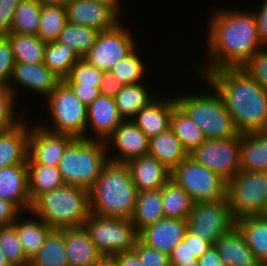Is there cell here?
<instances>
[{
	"mask_svg": "<svg viewBox=\"0 0 267 266\" xmlns=\"http://www.w3.org/2000/svg\"><path fill=\"white\" fill-rule=\"evenodd\" d=\"M207 25V59L194 65L200 78L217 69L242 68L263 49L253 11L218 8Z\"/></svg>",
	"mask_w": 267,
	"mask_h": 266,
	"instance_id": "1",
	"label": "cell"
},
{
	"mask_svg": "<svg viewBox=\"0 0 267 266\" xmlns=\"http://www.w3.org/2000/svg\"><path fill=\"white\" fill-rule=\"evenodd\" d=\"M202 81L220 95L239 134L267 131V90L244 68L210 71Z\"/></svg>",
	"mask_w": 267,
	"mask_h": 266,
	"instance_id": "2",
	"label": "cell"
},
{
	"mask_svg": "<svg viewBox=\"0 0 267 266\" xmlns=\"http://www.w3.org/2000/svg\"><path fill=\"white\" fill-rule=\"evenodd\" d=\"M137 189L124 163L108 161L96 182L88 190L90 213L101 217H132Z\"/></svg>",
	"mask_w": 267,
	"mask_h": 266,
	"instance_id": "3",
	"label": "cell"
},
{
	"mask_svg": "<svg viewBox=\"0 0 267 266\" xmlns=\"http://www.w3.org/2000/svg\"><path fill=\"white\" fill-rule=\"evenodd\" d=\"M53 230L81 228L90 215L88 190L64 184L39 195L29 212Z\"/></svg>",
	"mask_w": 267,
	"mask_h": 266,
	"instance_id": "4",
	"label": "cell"
},
{
	"mask_svg": "<svg viewBox=\"0 0 267 266\" xmlns=\"http://www.w3.org/2000/svg\"><path fill=\"white\" fill-rule=\"evenodd\" d=\"M108 161L104 141L75 138L67 146L58 168L64 184L89 190Z\"/></svg>",
	"mask_w": 267,
	"mask_h": 266,
	"instance_id": "5",
	"label": "cell"
},
{
	"mask_svg": "<svg viewBox=\"0 0 267 266\" xmlns=\"http://www.w3.org/2000/svg\"><path fill=\"white\" fill-rule=\"evenodd\" d=\"M211 89L212 92L207 94L175 95L176 103L203 131L206 140H225L238 136L222 98L213 87Z\"/></svg>",
	"mask_w": 267,
	"mask_h": 266,
	"instance_id": "6",
	"label": "cell"
},
{
	"mask_svg": "<svg viewBox=\"0 0 267 266\" xmlns=\"http://www.w3.org/2000/svg\"><path fill=\"white\" fill-rule=\"evenodd\" d=\"M44 99L52 126L40 125L42 128L86 139L87 107L63 81Z\"/></svg>",
	"mask_w": 267,
	"mask_h": 266,
	"instance_id": "7",
	"label": "cell"
},
{
	"mask_svg": "<svg viewBox=\"0 0 267 266\" xmlns=\"http://www.w3.org/2000/svg\"><path fill=\"white\" fill-rule=\"evenodd\" d=\"M226 198L235 220L262 215L267 207V171H240L227 181Z\"/></svg>",
	"mask_w": 267,
	"mask_h": 266,
	"instance_id": "8",
	"label": "cell"
},
{
	"mask_svg": "<svg viewBox=\"0 0 267 266\" xmlns=\"http://www.w3.org/2000/svg\"><path fill=\"white\" fill-rule=\"evenodd\" d=\"M83 227L103 257L133 250L138 232L129 219L101 217L90 213Z\"/></svg>",
	"mask_w": 267,
	"mask_h": 266,
	"instance_id": "9",
	"label": "cell"
},
{
	"mask_svg": "<svg viewBox=\"0 0 267 266\" xmlns=\"http://www.w3.org/2000/svg\"><path fill=\"white\" fill-rule=\"evenodd\" d=\"M171 179L194 203L226 199L227 181L189 156L171 171Z\"/></svg>",
	"mask_w": 267,
	"mask_h": 266,
	"instance_id": "10",
	"label": "cell"
},
{
	"mask_svg": "<svg viewBox=\"0 0 267 266\" xmlns=\"http://www.w3.org/2000/svg\"><path fill=\"white\" fill-rule=\"evenodd\" d=\"M186 221L190 233L200 236L212 245L236 226L227 198L194 203Z\"/></svg>",
	"mask_w": 267,
	"mask_h": 266,
	"instance_id": "11",
	"label": "cell"
},
{
	"mask_svg": "<svg viewBox=\"0 0 267 266\" xmlns=\"http://www.w3.org/2000/svg\"><path fill=\"white\" fill-rule=\"evenodd\" d=\"M122 23L99 32L95 43L83 59L90 65L108 72L117 61L127 56L137 46V41L135 36H132V31L124 27L125 25L122 26Z\"/></svg>",
	"mask_w": 267,
	"mask_h": 266,
	"instance_id": "12",
	"label": "cell"
},
{
	"mask_svg": "<svg viewBox=\"0 0 267 266\" xmlns=\"http://www.w3.org/2000/svg\"><path fill=\"white\" fill-rule=\"evenodd\" d=\"M189 157L228 181L240 172V134L225 140H206Z\"/></svg>",
	"mask_w": 267,
	"mask_h": 266,
	"instance_id": "13",
	"label": "cell"
},
{
	"mask_svg": "<svg viewBox=\"0 0 267 266\" xmlns=\"http://www.w3.org/2000/svg\"><path fill=\"white\" fill-rule=\"evenodd\" d=\"M38 124L30 125L27 164L58 166L67 146L75 137L50 132Z\"/></svg>",
	"mask_w": 267,
	"mask_h": 266,
	"instance_id": "14",
	"label": "cell"
},
{
	"mask_svg": "<svg viewBox=\"0 0 267 266\" xmlns=\"http://www.w3.org/2000/svg\"><path fill=\"white\" fill-rule=\"evenodd\" d=\"M105 143L108 159L114 163L126 164L132 159L148 155L149 138L132 120H124ZM111 148L117 150H114L116 155L115 152L110 153Z\"/></svg>",
	"mask_w": 267,
	"mask_h": 266,
	"instance_id": "15",
	"label": "cell"
},
{
	"mask_svg": "<svg viewBox=\"0 0 267 266\" xmlns=\"http://www.w3.org/2000/svg\"><path fill=\"white\" fill-rule=\"evenodd\" d=\"M67 20L70 23L88 26L98 32L114 28L122 16L111 6L93 0H67Z\"/></svg>",
	"mask_w": 267,
	"mask_h": 266,
	"instance_id": "16",
	"label": "cell"
},
{
	"mask_svg": "<svg viewBox=\"0 0 267 266\" xmlns=\"http://www.w3.org/2000/svg\"><path fill=\"white\" fill-rule=\"evenodd\" d=\"M61 80L44 64H25L15 62L12 76L7 86L16 97L18 86L38 93L45 98L56 88ZM17 87V88H16Z\"/></svg>",
	"mask_w": 267,
	"mask_h": 266,
	"instance_id": "17",
	"label": "cell"
},
{
	"mask_svg": "<svg viewBox=\"0 0 267 266\" xmlns=\"http://www.w3.org/2000/svg\"><path fill=\"white\" fill-rule=\"evenodd\" d=\"M123 121L114 98L100 94L87 107L86 139L105 142Z\"/></svg>",
	"mask_w": 267,
	"mask_h": 266,
	"instance_id": "18",
	"label": "cell"
},
{
	"mask_svg": "<svg viewBox=\"0 0 267 266\" xmlns=\"http://www.w3.org/2000/svg\"><path fill=\"white\" fill-rule=\"evenodd\" d=\"M187 231V221L177 218H162L138 233V239L146 246L170 254Z\"/></svg>",
	"mask_w": 267,
	"mask_h": 266,
	"instance_id": "19",
	"label": "cell"
},
{
	"mask_svg": "<svg viewBox=\"0 0 267 266\" xmlns=\"http://www.w3.org/2000/svg\"><path fill=\"white\" fill-rule=\"evenodd\" d=\"M0 198L12 202L23 213L30 212L27 164L0 169Z\"/></svg>",
	"mask_w": 267,
	"mask_h": 266,
	"instance_id": "20",
	"label": "cell"
},
{
	"mask_svg": "<svg viewBox=\"0 0 267 266\" xmlns=\"http://www.w3.org/2000/svg\"><path fill=\"white\" fill-rule=\"evenodd\" d=\"M138 192L158 190L171 179V170L155 157H137L126 163Z\"/></svg>",
	"mask_w": 267,
	"mask_h": 266,
	"instance_id": "21",
	"label": "cell"
},
{
	"mask_svg": "<svg viewBox=\"0 0 267 266\" xmlns=\"http://www.w3.org/2000/svg\"><path fill=\"white\" fill-rule=\"evenodd\" d=\"M177 105L175 96L156 98L141 109L131 120L151 139L170 128L173 108Z\"/></svg>",
	"mask_w": 267,
	"mask_h": 266,
	"instance_id": "22",
	"label": "cell"
},
{
	"mask_svg": "<svg viewBox=\"0 0 267 266\" xmlns=\"http://www.w3.org/2000/svg\"><path fill=\"white\" fill-rule=\"evenodd\" d=\"M23 119L14 127L0 131V169L27 164L29 123Z\"/></svg>",
	"mask_w": 267,
	"mask_h": 266,
	"instance_id": "23",
	"label": "cell"
},
{
	"mask_svg": "<svg viewBox=\"0 0 267 266\" xmlns=\"http://www.w3.org/2000/svg\"><path fill=\"white\" fill-rule=\"evenodd\" d=\"M64 247L68 266H95L103 258L84 227L64 229Z\"/></svg>",
	"mask_w": 267,
	"mask_h": 266,
	"instance_id": "24",
	"label": "cell"
},
{
	"mask_svg": "<svg viewBox=\"0 0 267 266\" xmlns=\"http://www.w3.org/2000/svg\"><path fill=\"white\" fill-rule=\"evenodd\" d=\"M214 246L224 266H261L237 226L222 235Z\"/></svg>",
	"mask_w": 267,
	"mask_h": 266,
	"instance_id": "25",
	"label": "cell"
},
{
	"mask_svg": "<svg viewBox=\"0 0 267 266\" xmlns=\"http://www.w3.org/2000/svg\"><path fill=\"white\" fill-rule=\"evenodd\" d=\"M240 171H267V131L240 134Z\"/></svg>",
	"mask_w": 267,
	"mask_h": 266,
	"instance_id": "26",
	"label": "cell"
},
{
	"mask_svg": "<svg viewBox=\"0 0 267 266\" xmlns=\"http://www.w3.org/2000/svg\"><path fill=\"white\" fill-rule=\"evenodd\" d=\"M148 154L155 157L171 171L189 156L170 128L149 139Z\"/></svg>",
	"mask_w": 267,
	"mask_h": 266,
	"instance_id": "27",
	"label": "cell"
},
{
	"mask_svg": "<svg viewBox=\"0 0 267 266\" xmlns=\"http://www.w3.org/2000/svg\"><path fill=\"white\" fill-rule=\"evenodd\" d=\"M21 216L25 218V215H20L13 225L16 228L23 252L30 260L44 245L46 237L53 229L34 215H32L33 219L31 217L23 219Z\"/></svg>",
	"mask_w": 267,
	"mask_h": 266,
	"instance_id": "28",
	"label": "cell"
},
{
	"mask_svg": "<svg viewBox=\"0 0 267 266\" xmlns=\"http://www.w3.org/2000/svg\"><path fill=\"white\" fill-rule=\"evenodd\" d=\"M247 245L261 265L267 264V218L262 215L244 216L236 220Z\"/></svg>",
	"mask_w": 267,
	"mask_h": 266,
	"instance_id": "29",
	"label": "cell"
},
{
	"mask_svg": "<svg viewBox=\"0 0 267 266\" xmlns=\"http://www.w3.org/2000/svg\"><path fill=\"white\" fill-rule=\"evenodd\" d=\"M164 217L161 189L137 192L136 204L130 221L138 233Z\"/></svg>",
	"mask_w": 267,
	"mask_h": 266,
	"instance_id": "30",
	"label": "cell"
},
{
	"mask_svg": "<svg viewBox=\"0 0 267 266\" xmlns=\"http://www.w3.org/2000/svg\"><path fill=\"white\" fill-rule=\"evenodd\" d=\"M148 88L144 82L123 85L114 97L118 112L123 120H131L141 109L157 98L151 95Z\"/></svg>",
	"mask_w": 267,
	"mask_h": 266,
	"instance_id": "31",
	"label": "cell"
},
{
	"mask_svg": "<svg viewBox=\"0 0 267 266\" xmlns=\"http://www.w3.org/2000/svg\"><path fill=\"white\" fill-rule=\"evenodd\" d=\"M160 189L164 216L187 220L194 205L188 192L172 179Z\"/></svg>",
	"mask_w": 267,
	"mask_h": 266,
	"instance_id": "32",
	"label": "cell"
},
{
	"mask_svg": "<svg viewBox=\"0 0 267 266\" xmlns=\"http://www.w3.org/2000/svg\"><path fill=\"white\" fill-rule=\"evenodd\" d=\"M29 196L33 202L39 195L64 185L58 166L27 164Z\"/></svg>",
	"mask_w": 267,
	"mask_h": 266,
	"instance_id": "33",
	"label": "cell"
},
{
	"mask_svg": "<svg viewBox=\"0 0 267 266\" xmlns=\"http://www.w3.org/2000/svg\"><path fill=\"white\" fill-rule=\"evenodd\" d=\"M170 129L178 137L188 154L206 141L203 131L178 105L173 108Z\"/></svg>",
	"mask_w": 267,
	"mask_h": 266,
	"instance_id": "34",
	"label": "cell"
},
{
	"mask_svg": "<svg viewBox=\"0 0 267 266\" xmlns=\"http://www.w3.org/2000/svg\"><path fill=\"white\" fill-rule=\"evenodd\" d=\"M68 45L58 41L47 42L44 49V64L61 80L66 79L71 68L80 60Z\"/></svg>",
	"mask_w": 267,
	"mask_h": 266,
	"instance_id": "35",
	"label": "cell"
},
{
	"mask_svg": "<svg viewBox=\"0 0 267 266\" xmlns=\"http://www.w3.org/2000/svg\"><path fill=\"white\" fill-rule=\"evenodd\" d=\"M28 266H68L64 247V229L52 230L44 245L29 260Z\"/></svg>",
	"mask_w": 267,
	"mask_h": 266,
	"instance_id": "36",
	"label": "cell"
},
{
	"mask_svg": "<svg viewBox=\"0 0 267 266\" xmlns=\"http://www.w3.org/2000/svg\"><path fill=\"white\" fill-rule=\"evenodd\" d=\"M7 37L12 45L15 62L25 64L44 62L46 43L37 35L10 33Z\"/></svg>",
	"mask_w": 267,
	"mask_h": 266,
	"instance_id": "37",
	"label": "cell"
},
{
	"mask_svg": "<svg viewBox=\"0 0 267 266\" xmlns=\"http://www.w3.org/2000/svg\"><path fill=\"white\" fill-rule=\"evenodd\" d=\"M136 46L127 56L123 57L108 71L113 74L123 85H132L142 82L147 73L140 51ZM139 53V54H138Z\"/></svg>",
	"mask_w": 267,
	"mask_h": 266,
	"instance_id": "38",
	"label": "cell"
},
{
	"mask_svg": "<svg viewBox=\"0 0 267 266\" xmlns=\"http://www.w3.org/2000/svg\"><path fill=\"white\" fill-rule=\"evenodd\" d=\"M67 22L65 5L42 6L37 36L45 43L57 41Z\"/></svg>",
	"mask_w": 267,
	"mask_h": 266,
	"instance_id": "39",
	"label": "cell"
},
{
	"mask_svg": "<svg viewBox=\"0 0 267 266\" xmlns=\"http://www.w3.org/2000/svg\"><path fill=\"white\" fill-rule=\"evenodd\" d=\"M98 33L97 30L88 26L67 22L57 41L68 45L80 58H83L95 43Z\"/></svg>",
	"mask_w": 267,
	"mask_h": 266,
	"instance_id": "40",
	"label": "cell"
},
{
	"mask_svg": "<svg viewBox=\"0 0 267 266\" xmlns=\"http://www.w3.org/2000/svg\"><path fill=\"white\" fill-rule=\"evenodd\" d=\"M41 7L37 0H21L15 10L11 33L37 35Z\"/></svg>",
	"mask_w": 267,
	"mask_h": 266,
	"instance_id": "41",
	"label": "cell"
},
{
	"mask_svg": "<svg viewBox=\"0 0 267 266\" xmlns=\"http://www.w3.org/2000/svg\"><path fill=\"white\" fill-rule=\"evenodd\" d=\"M0 250L12 266L29 265L13 224L0 227Z\"/></svg>",
	"mask_w": 267,
	"mask_h": 266,
	"instance_id": "42",
	"label": "cell"
},
{
	"mask_svg": "<svg viewBox=\"0 0 267 266\" xmlns=\"http://www.w3.org/2000/svg\"><path fill=\"white\" fill-rule=\"evenodd\" d=\"M105 72L81 58L70 70L64 83H81V86H100Z\"/></svg>",
	"mask_w": 267,
	"mask_h": 266,
	"instance_id": "43",
	"label": "cell"
},
{
	"mask_svg": "<svg viewBox=\"0 0 267 266\" xmlns=\"http://www.w3.org/2000/svg\"><path fill=\"white\" fill-rule=\"evenodd\" d=\"M16 101L7 84L0 83V131L14 127L23 120V116L17 115Z\"/></svg>",
	"mask_w": 267,
	"mask_h": 266,
	"instance_id": "44",
	"label": "cell"
},
{
	"mask_svg": "<svg viewBox=\"0 0 267 266\" xmlns=\"http://www.w3.org/2000/svg\"><path fill=\"white\" fill-rule=\"evenodd\" d=\"M242 68L267 90V48L255 53Z\"/></svg>",
	"mask_w": 267,
	"mask_h": 266,
	"instance_id": "45",
	"label": "cell"
},
{
	"mask_svg": "<svg viewBox=\"0 0 267 266\" xmlns=\"http://www.w3.org/2000/svg\"><path fill=\"white\" fill-rule=\"evenodd\" d=\"M141 262V266H170L169 255L150 248L139 239L132 250Z\"/></svg>",
	"mask_w": 267,
	"mask_h": 266,
	"instance_id": "46",
	"label": "cell"
},
{
	"mask_svg": "<svg viewBox=\"0 0 267 266\" xmlns=\"http://www.w3.org/2000/svg\"><path fill=\"white\" fill-rule=\"evenodd\" d=\"M14 65L11 42L7 36H0V83L8 84Z\"/></svg>",
	"mask_w": 267,
	"mask_h": 266,
	"instance_id": "47",
	"label": "cell"
},
{
	"mask_svg": "<svg viewBox=\"0 0 267 266\" xmlns=\"http://www.w3.org/2000/svg\"><path fill=\"white\" fill-rule=\"evenodd\" d=\"M198 260L190 249V232L187 230L184 239L169 254L170 266H178Z\"/></svg>",
	"mask_w": 267,
	"mask_h": 266,
	"instance_id": "48",
	"label": "cell"
},
{
	"mask_svg": "<svg viewBox=\"0 0 267 266\" xmlns=\"http://www.w3.org/2000/svg\"><path fill=\"white\" fill-rule=\"evenodd\" d=\"M21 0H0V36L11 33L15 10Z\"/></svg>",
	"mask_w": 267,
	"mask_h": 266,
	"instance_id": "49",
	"label": "cell"
},
{
	"mask_svg": "<svg viewBox=\"0 0 267 266\" xmlns=\"http://www.w3.org/2000/svg\"><path fill=\"white\" fill-rule=\"evenodd\" d=\"M74 95L88 107L101 93L99 86H81V83H65Z\"/></svg>",
	"mask_w": 267,
	"mask_h": 266,
	"instance_id": "50",
	"label": "cell"
},
{
	"mask_svg": "<svg viewBox=\"0 0 267 266\" xmlns=\"http://www.w3.org/2000/svg\"><path fill=\"white\" fill-rule=\"evenodd\" d=\"M21 214L12 202L0 198V227L12 225Z\"/></svg>",
	"mask_w": 267,
	"mask_h": 266,
	"instance_id": "51",
	"label": "cell"
},
{
	"mask_svg": "<svg viewBox=\"0 0 267 266\" xmlns=\"http://www.w3.org/2000/svg\"><path fill=\"white\" fill-rule=\"evenodd\" d=\"M259 10L253 11L257 21L259 40L263 48H267V0H263Z\"/></svg>",
	"mask_w": 267,
	"mask_h": 266,
	"instance_id": "52",
	"label": "cell"
},
{
	"mask_svg": "<svg viewBox=\"0 0 267 266\" xmlns=\"http://www.w3.org/2000/svg\"><path fill=\"white\" fill-rule=\"evenodd\" d=\"M122 87L123 84L113 74L105 72L99 89L102 95L114 98Z\"/></svg>",
	"mask_w": 267,
	"mask_h": 266,
	"instance_id": "53",
	"label": "cell"
},
{
	"mask_svg": "<svg viewBox=\"0 0 267 266\" xmlns=\"http://www.w3.org/2000/svg\"><path fill=\"white\" fill-rule=\"evenodd\" d=\"M212 244L200 236L190 233V249L192 254L199 259L210 247Z\"/></svg>",
	"mask_w": 267,
	"mask_h": 266,
	"instance_id": "54",
	"label": "cell"
},
{
	"mask_svg": "<svg viewBox=\"0 0 267 266\" xmlns=\"http://www.w3.org/2000/svg\"><path fill=\"white\" fill-rule=\"evenodd\" d=\"M200 266H224L218 250L212 245L199 259Z\"/></svg>",
	"mask_w": 267,
	"mask_h": 266,
	"instance_id": "55",
	"label": "cell"
},
{
	"mask_svg": "<svg viewBox=\"0 0 267 266\" xmlns=\"http://www.w3.org/2000/svg\"><path fill=\"white\" fill-rule=\"evenodd\" d=\"M117 266H141L137 255L133 252H121L111 257Z\"/></svg>",
	"mask_w": 267,
	"mask_h": 266,
	"instance_id": "56",
	"label": "cell"
},
{
	"mask_svg": "<svg viewBox=\"0 0 267 266\" xmlns=\"http://www.w3.org/2000/svg\"><path fill=\"white\" fill-rule=\"evenodd\" d=\"M97 2H102L108 5H111L120 15H122V5L121 3L123 2L122 0H93Z\"/></svg>",
	"mask_w": 267,
	"mask_h": 266,
	"instance_id": "57",
	"label": "cell"
},
{
	"mask_svg": "<svg viewBox=\"0 0 267 266\" xmlns=\"http://www.w3.org/2000/svg\"><path fill=\"white\" fill-rule=\"evenodd\" d=\"M41 6L65 5L67 0H37Z\"/></svg>",
	"mask_w": 267,
	"mask_h": 266,
	"instance_id": "58",
	"label": "cell"
},
{
	"mask_svg": "<svg viewBox=\"0 0 267 266\" xmlns=\"http://www.w3.org/2000/svg\"><path fill=\"white\" fill-rule=\"evenodd\" d=\"M95 266H117L111 257H103Z\"/></svg>",
	"mask_w": 267,
	"mask_h": 266,
	"instance_id": "59",
	"label": "cell"
},
{
	"mask_svg": "<svg viewBox=\"0 0 267 266\" xmlns=\"http://www.w3.org/2000/svg\"><path fill=\"white\" fill-rule=\"evenodd\" d=\"M0 266H12L1 250H0Z\"/></svg>",
	"mask_w": 267,
	"mask_h": 266,
	"instance_id": "60",
	"label": "cell"
},
{
	"mask_svg": "<svg viewBox=\"0 0 267 266\" xmlns=\"http://www.w3.org/2000/svg\"><path fill=\"white\" fill-rule=\"evenodd\" d=\"M178 266H200V265H199L198 260H196V261H192V262H189V263H183V264L178 265Z\"/></svg>",
	"mask_w": 267,
	"mask_h": 266,
	"instance_id": "61",
	"label": "cell"
},
{
	"mask_svg": "<svg viewBox=\"0 0 267 266\" xmlns=\"http://www.w3.org/2000/svg\"><path fill=\"white\" fill-rule=\"evenodd\" d=\"M262 216L267 218V207H266V210L264 211V213L262 214Z\"/></svg>",
	"mask_w": 267,
	"mask_h": 266,
	"instance_id": "62",
	"label": "cell"
}]
</instances>
